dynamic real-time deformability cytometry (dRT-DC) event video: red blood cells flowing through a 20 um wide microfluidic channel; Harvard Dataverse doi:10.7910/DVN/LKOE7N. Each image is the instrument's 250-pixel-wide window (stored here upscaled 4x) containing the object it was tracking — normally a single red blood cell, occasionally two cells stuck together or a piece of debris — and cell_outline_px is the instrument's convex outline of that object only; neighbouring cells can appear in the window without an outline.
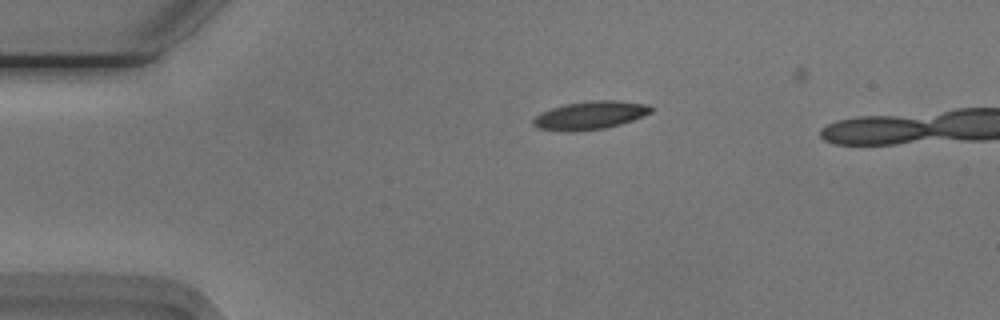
{"species": "Egyptian fruit bat (a non-hibernating species)", "species_latin": "Rousettus aegyptiacus", "temperature_condition": "cold", "stored_images_in_passage": 38, "camera_frame_rate_fps": 3000, "um_per_image_px": 0.085, "animal": {"sex": "male"}, "frame": {"image": 1, "passage_image": 1, "time_ms": 0.0, "image_size_px": [1000, 320], "cell_outline_px": [[652, 112], [632, 120], [608, 128], [576, 132], [572, 132], [536, 128], [532, 124], [532, 120], [540, 112], [552, 108], [568, 104], [592, 100], [616, 100], [648, 104], [652, 108]], "centroid_in_image_um": [50.15, 9.81], "position_along_channel_um": 34.9, "area_um2": 19.42}}
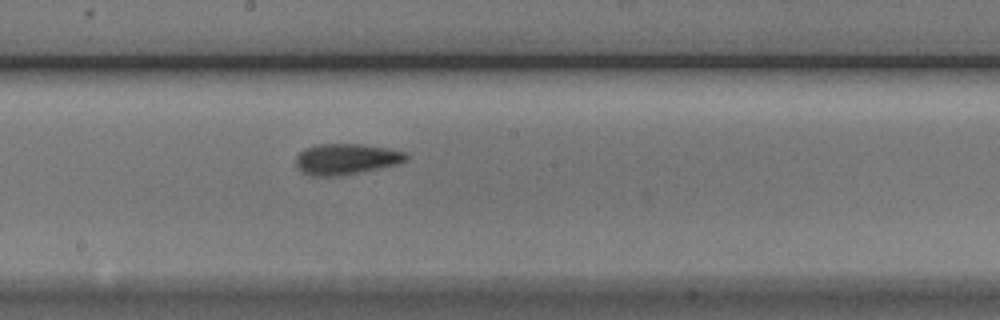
{"frame": {"image": 2, "passage_image": 19, "time_ms": 6.0, "image_size_px": [1000, 320], "cell_outline_px": [[408, 156], [404, 160], [396, 164], [360, 172], [340, 176], [312, 176], [300, 172], [296, 164], [296, 156], [304, 148], [316, 144], [360, 144], [388, 148], [404, 152]], "centroid_in_image_um": [29.35, 13.52], "position_along_channel_um": 218.8, "area_um2": 19.77}}
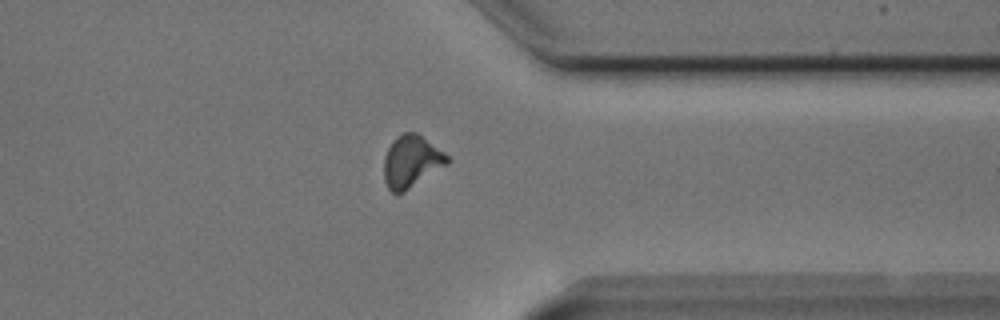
{"frame": {"image": 3, "passage_image": 32, "time_ms": 10.333, "image_size_px": [1000, 320], "cell_outline_px": [[452, 160], [448, 164], [404, 192], [392, 192], [388, 188], [384, 180], [384, 156], [388, 148], [396, 136], [400, 132], [416, 132], [444, 152]], "centroid_in_image_um": [34.97, 13.71], "position_along_channel_um": 376.4, "area_um2": 19.25}}